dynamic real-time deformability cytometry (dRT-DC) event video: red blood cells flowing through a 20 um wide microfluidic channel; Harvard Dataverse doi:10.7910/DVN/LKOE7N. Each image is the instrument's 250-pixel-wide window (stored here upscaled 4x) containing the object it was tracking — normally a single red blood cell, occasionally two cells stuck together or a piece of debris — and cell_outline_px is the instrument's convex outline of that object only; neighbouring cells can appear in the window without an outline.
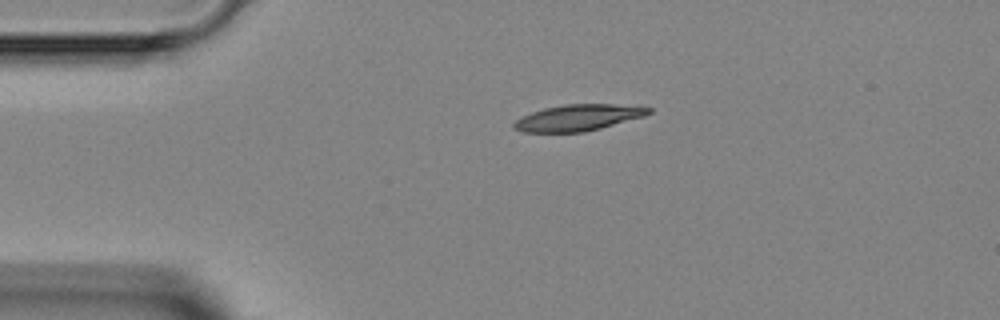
{"species": "Egyptian fruit bat (a non-hibernating species)", "species_latin": "Rousettus aegyptiacus", "temperature_condition": "room temperature", "stored_images_in_passage": 3, "camera_frame_rate_fps": 3000, "um_per_image_px": 0.085, "animal": {"sex": "female"}, "frame": {"image": 1, "passage_image": 1, "time_ms": 0.0, "image_size_px": [1000, 320], "cell_outline_px": [[652, 112], [644, 116], [600, 128], [584, 132], [524, 132], [512, 128], [512, 124], [516, 120], [532, 112], [544, 108], [564, 104], [612, 104], [652, 108]], "centroid_in_image_um": [49.12, 10.0], "position_along_channel_um": 35.9, "area_um2": 20.4}}
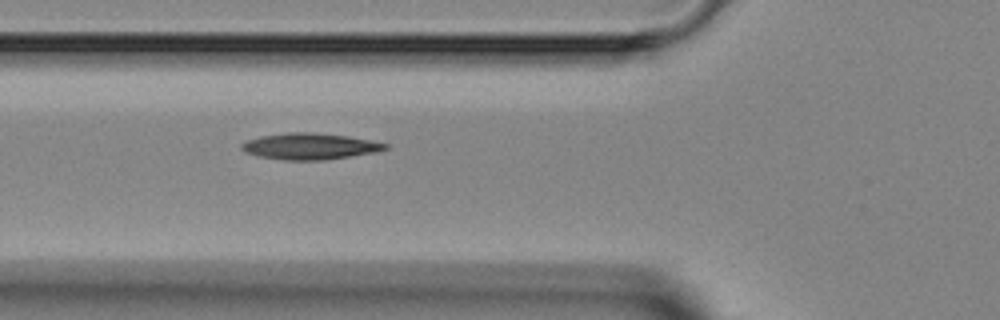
{"frame": {"image": 2, "passage_image": 3, "time_ms": 2.333, "image_size_px": [1000, 320], "cell_outline_px": [[388, 148], [376, 152], [352, 156], [324, 160], [284, 160], [260, 156], [244, 152], [240, 148], [240, 144], [248, 140], [260, 136], [288, 132], [312, 132], [348, 136], [388, 144]], "centroid_in_image_um": [26.31, 12.43], "position_along_channel_um": 99.5, "area_um2": 21.96}}